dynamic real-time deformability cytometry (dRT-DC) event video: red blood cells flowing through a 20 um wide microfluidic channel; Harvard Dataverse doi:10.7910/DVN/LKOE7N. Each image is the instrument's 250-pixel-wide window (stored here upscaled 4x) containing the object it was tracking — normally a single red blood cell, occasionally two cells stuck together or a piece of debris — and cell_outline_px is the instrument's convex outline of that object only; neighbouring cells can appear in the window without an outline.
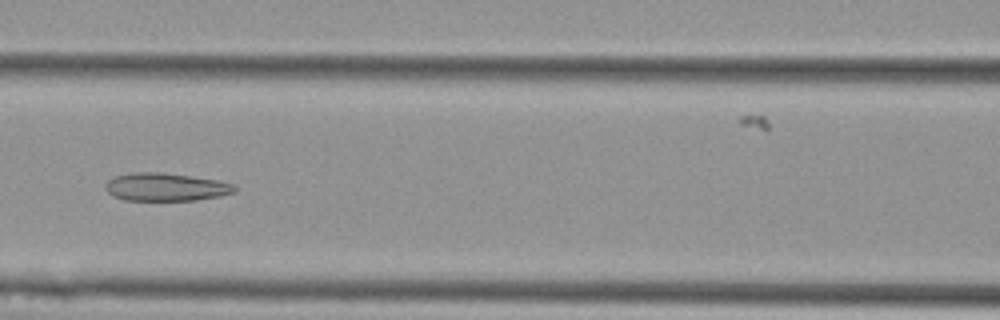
{"species": "Egyptian fruit bat (a non-hibernating species)", "species_latin": "Rousettus aegyptiacus", "temperature_condition": "cold", "stored_images_in_passage": 3, "camera_frame_rate_fps": 3000, "um_per_image_px": 0.085, "animal": {"sex": "female"}, "frame": {"image": 1, "passage_image": 3, "time_ms": 0.667, "image_size_px": [1000, 320], "cell_outline_px": [[236, 192], [220, 196], [196, 200], [124, 200], [112, 196], [104, 188], [104, 184], [112, 176], [136, 172], [160, 172], [216, 180], [236, 184]], "centroid_in_image_um": [14.06, 15.9], "position_along_channel_um": 152.5, "area_um2": 21.15}}